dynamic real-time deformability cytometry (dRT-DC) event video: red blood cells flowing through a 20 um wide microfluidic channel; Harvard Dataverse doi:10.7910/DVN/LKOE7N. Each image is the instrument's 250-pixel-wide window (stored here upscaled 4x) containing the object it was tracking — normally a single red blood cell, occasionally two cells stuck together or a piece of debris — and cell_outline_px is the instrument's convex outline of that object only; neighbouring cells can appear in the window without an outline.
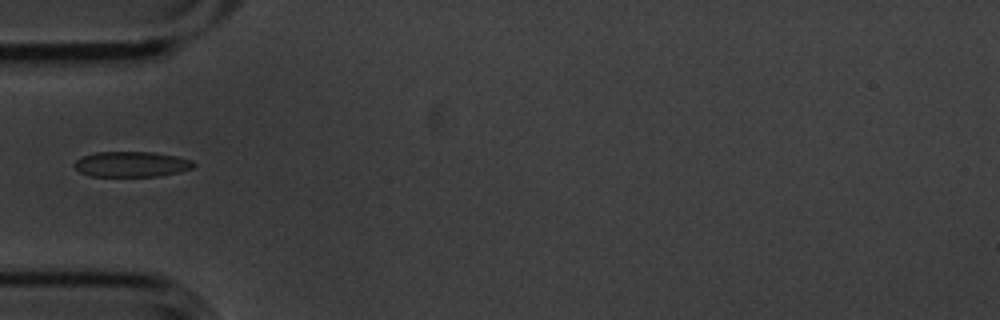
{"species": "common noctule bat (a hibernating species)", "species_latin": "Nyctalus noctula", "temperature_condition": "cold", "stored_images_in_passage": 1, "camera_frame_rate_fps": 3000, "um_per_image_px": 0.085, "animal": {"sex": "male", "body_mass_g": 20.1, "forearm_length_mm": 53.5}, "frame": {"image": 1, "passage_image": 1, "time_ms": 0.0, "image_size_px": [1000, 320], "cell_outline_px": [[196, 164], [192, 168], [180, 172], [156, 176], [92, 176], [80, 172], [72, 164], [76, 160], [84, 156], [96, 152], [152, 152], [176, 156], [192, 160]], "centroid_in_image_um": [11.18, 13.95], "position_along_channel_um": 73.8, "area_um2": 17.57}}